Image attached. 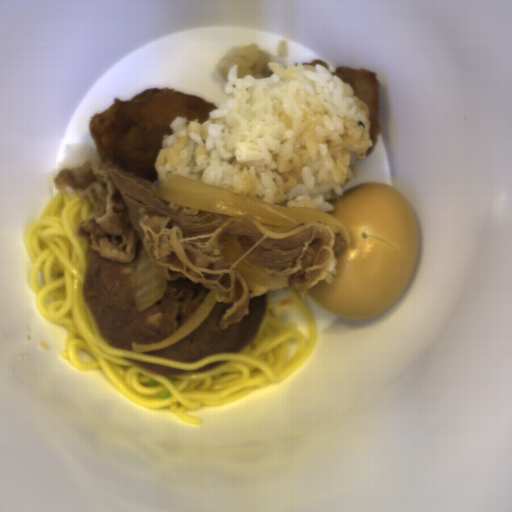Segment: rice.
<instances>
[{"label": "rice", "instance_id": "1", "mask_svg": "<svg viewBox=\"0 0 512 512\" xmlns=\"http://www.w3.org/2000/svg\"><path fill=\"white\" fill-rule=\"evenodd\" d=\"M217 73L232 95L162 135L158 183L178 174L278 206L334 211L328 200L359 175L373 140L370 109L348 82L316 63L285 68L259 45L233 48Z\"/></svg>", "mask_w": 512, "mask_h": 512}]
</instances>
